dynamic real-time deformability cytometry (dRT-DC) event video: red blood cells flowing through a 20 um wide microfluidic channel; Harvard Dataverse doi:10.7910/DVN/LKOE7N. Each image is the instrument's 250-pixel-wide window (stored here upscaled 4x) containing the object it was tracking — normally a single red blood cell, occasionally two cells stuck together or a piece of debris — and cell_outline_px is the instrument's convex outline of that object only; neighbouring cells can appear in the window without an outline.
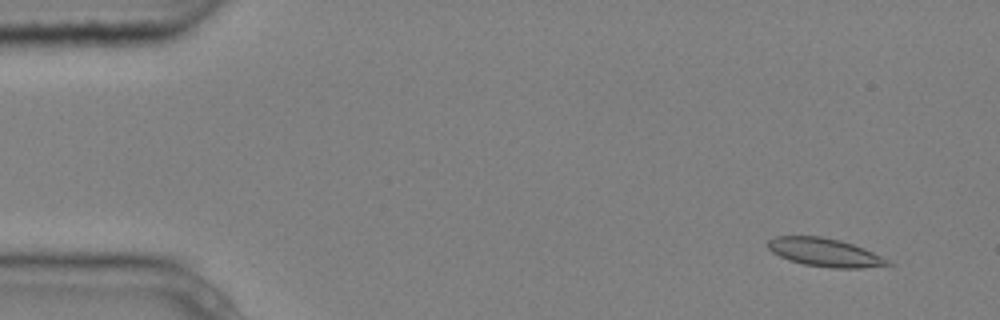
{"species": "common noctule bat (a hibernating species)", "species_latin": "Nyctalus noctula", "temperature_condition": "cold", "stored_images_in_passage": 7, "camera_frame_rate_fps": 3000, "um_per_image_px": 0.085, "animal": {"sex": "male", "body_mass_g": 20.4}, "frame": {"image": 1, "passage_image": 2, "time_ms": 0.333, "image_size_px": [1000, 320], "cell_outline_px": [[896, 264], [864, 268], [832, 268], [804, 264], [788, 260], [772, 252], [764, 244], [768, 240], [776, 236], [820, 236], [840, 240], [864, 248]], "centroid_in_image_um": [70.08, 21.45], "position_along_channel_um": 14.9, "area_um2": 19.83}}
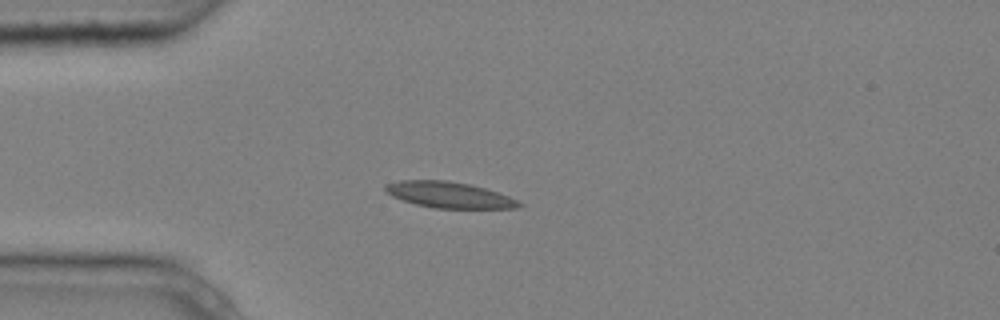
{"frame": {"image": 2, "passage_image": 4, "time_ms": 1.0, "image_size_px": [1000, 320], "cell_outline_px": [[524, 204], [520, 208], [432, 208], [416, 204], [392, 196], [384, 188], [384, 184], [400, 180], [448, 180], [468, 184], [484, 188], [508, 196]], "centroid_in_image_um": [38.16, 16.56], "position_along_channel_um": 46.8, "area_um2": 20.11}}
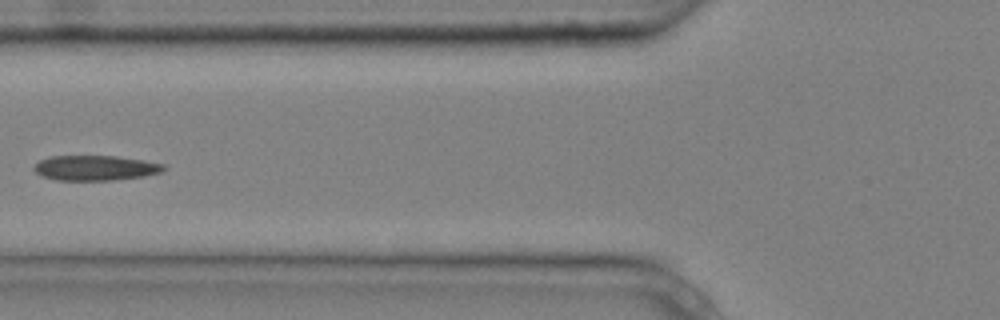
{"frame": {"image": 3, "passage_image": 6, "time_ms": 1.667, "image_size_px": [1000, 320], "cell_outline_px": [[164, 168], [160, 172], [144, 176], [112, 180], [56, 180], [40, 176], [32, 168], [40, 160], [48, 156], [116, 156], [144, 160], [164, 164]], "centroid_in_image_um": [8.06, 14.27], "position_along_channel_um": 117.7, "area_um2": 18.9}}